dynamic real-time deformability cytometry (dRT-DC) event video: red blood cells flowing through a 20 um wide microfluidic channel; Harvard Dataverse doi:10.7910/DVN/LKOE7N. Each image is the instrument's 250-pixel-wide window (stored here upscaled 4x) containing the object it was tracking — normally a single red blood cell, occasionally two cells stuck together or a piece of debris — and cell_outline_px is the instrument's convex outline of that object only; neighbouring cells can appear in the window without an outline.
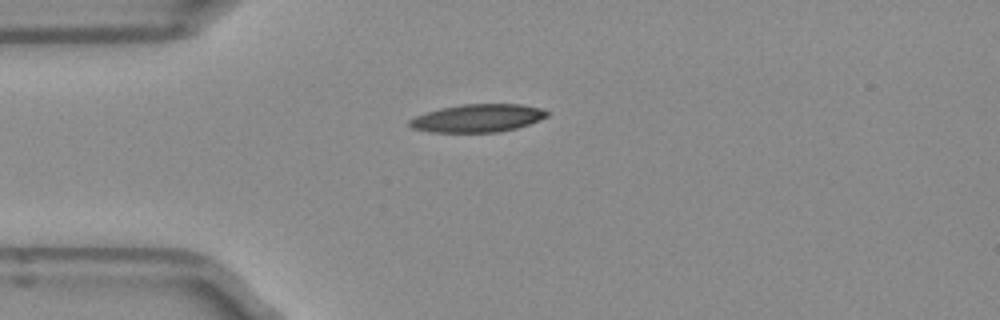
{"species": "Egyptian fruit bat (a non-hibernating species)", "species_latin": "Rousettus aegyptiacus", "temperature_condition": "room temperature", "stored_images_in_passage": 39, "camera_frame_rate_fps": 3000, "um_per_image_px": 0.085, "frame": {"image": 1, "passage_image": 1, "time_ms": 0.0, "image_size_px": [1000, 320], "cell_outline_px": [[548, 116], [540, 120], [516, 128], [496, 132], [428, 132], [412, 128], [408, 124], [408, 120], [416, 116], [440, 108], [460, 104], [520, 104], [540, 108], [548, 112]], "centroid_in_image_um": [40.58, 10.04], "position_along_channel_um": 44.4, "area_um2": 22.31}}
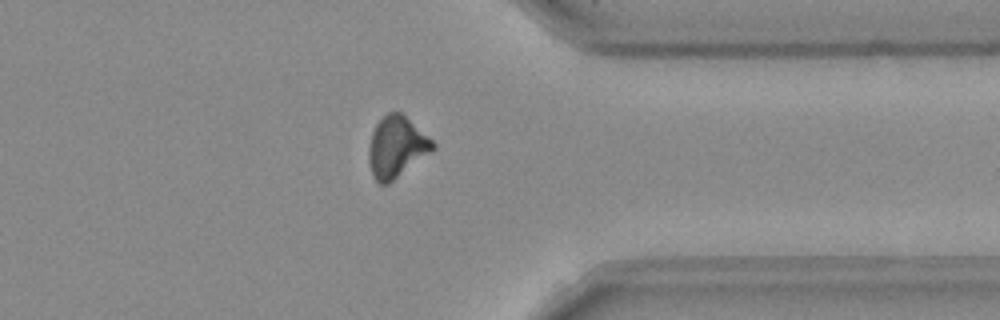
{"frame": {"image": 2, "passage_image": 28, "time_ms": 9.0, "image_size_px": [1000, 320], "cell_outline_px": [[436, 148], [432, 152], [388, 184], [380, 184], [372, 176], [368, 160], [368, 148], [372, 132], [376, 124], [388, 112], [400, 112], [428, 136], [436, 144]], "centroid_in_image_um": [33.7, 12.51], "position_along_channel_um": 377.7, "area_um2": 22.77}}
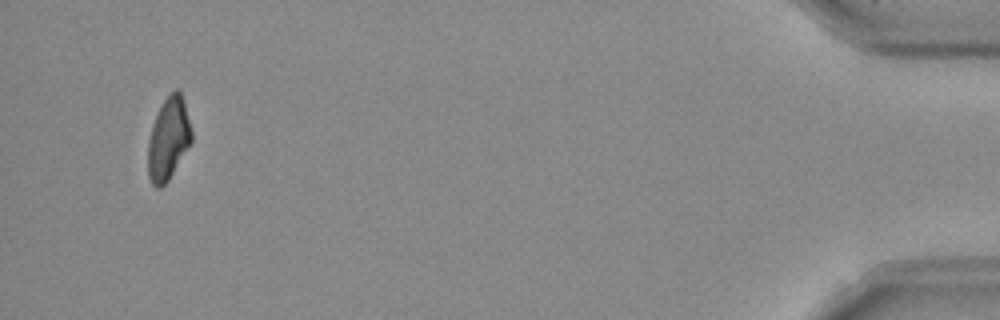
{"frame": {"image": 3, "passage_image": 37, "time_ms": 12.0, "image_size_px": [1000, 320], "cell_outline_px": [[192, 140], [168, 180], [160, 188], [156, 188], [152, 184], [148, 176], [148, 140], [152, 124], [168, 92], [176, 88], [180, 92], [184, 100], [192, 132]], "centroid_in_image_um": [14.3, 11.77], "position_along_channel_um": 420.9, "area_um2": 20.81}}